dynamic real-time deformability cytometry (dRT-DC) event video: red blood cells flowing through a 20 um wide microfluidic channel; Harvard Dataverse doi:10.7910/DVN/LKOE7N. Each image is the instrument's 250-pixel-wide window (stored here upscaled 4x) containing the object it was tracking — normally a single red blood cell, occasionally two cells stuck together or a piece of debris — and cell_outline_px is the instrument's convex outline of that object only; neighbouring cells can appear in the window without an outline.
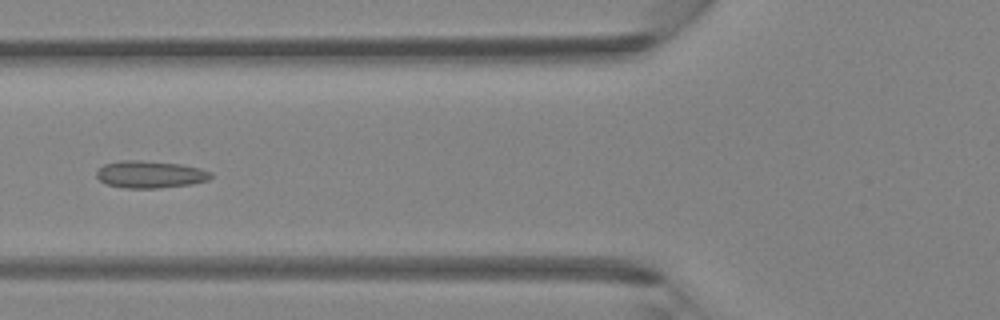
{"species": "Egyptian fruit bat (a non-hibernating species)", "species_latin": "Rousettus aegyptiacus", "temperature_condition": "room temperature", "stored_images_in_passage": 5, "camera_frame_rate_fps": 3000, "um_per_image_px": 0.085, "animal": {"sex": "female"}, "frame": {"image": 1, "passage_image": 5, "time_ms": 1.333, "image_size_px": [1000, 320], "cell_outline_px": [[212, 176], [208, 180], [192, 184], [160, 188], [124, 188], [108, 184], [100, 180], [96, 176], [96, 172], [104, 164], [120, 160], [140, 160], [180, 164], [200, 168], [212, 172]], "centroid_in_image_um": [12.77, 14.82], "position_along_channel_um": 113.0, "area_um2": 18.15}}